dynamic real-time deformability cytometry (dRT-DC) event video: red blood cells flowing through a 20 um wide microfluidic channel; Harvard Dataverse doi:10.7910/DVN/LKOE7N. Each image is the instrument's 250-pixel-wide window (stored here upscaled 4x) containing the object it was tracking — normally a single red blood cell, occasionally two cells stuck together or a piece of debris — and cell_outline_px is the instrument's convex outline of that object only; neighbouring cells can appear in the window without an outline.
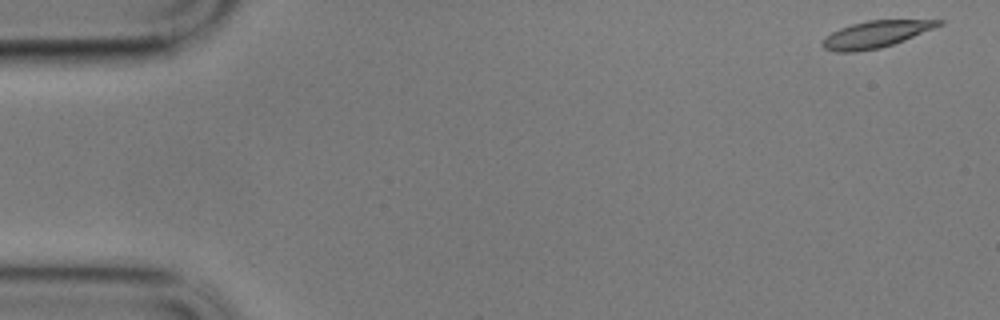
{"species": "common noctule bat (a hibernating species)", "species_latin": "Nyctalus noctula", "temperature_condition": "cold", "stored_images_in_passage": 58, "camera_frame_rate_fps": 3000, "um_per_image_px": 0.085, "animal": {"sex": "male", "body_mass_g": 17.9}, "frame": {"image": 1, "passage_image": 1, "time_ms": 0.0, "image_size_px": [1000, 320], "cell_outline_px": [[944, 24], [904, 40], [880, 48], [856, 52], [836, 52], [824, 48], [820, 44], [832, 32], [840, 28], [852, 24], [868, 20], [944, 20]], "centroid_in_image_um": [74.44, 2.91], "position_along_channel_um": 10.6, "area_um2": 17.92}}
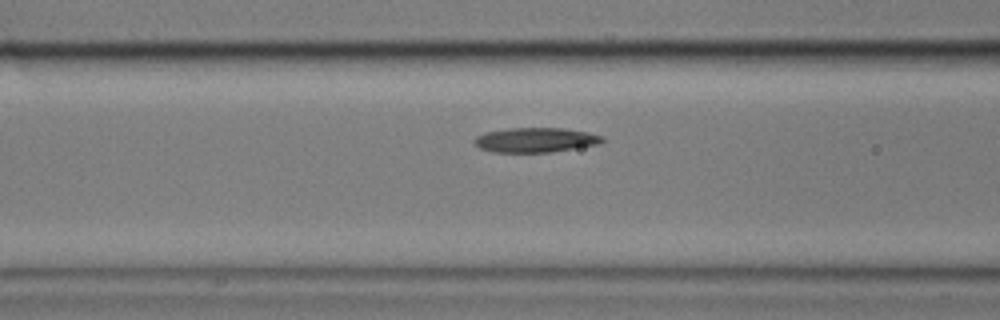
{"frame": {"image": 2, "passage_image": 22, "time_ms": 7.0, "image_size_px": [1000, 320], "cell_outline_px": [[604, 140], [600, 144], [552, 152], [492, 152], [480, 148], [472, 140], [476, 136], [488, 132], [508, 128], [564, 128], [588, 132], [604, 136]], "centroid_in_image_um": [45.55, 11.9], "position_along_channel_um": 121.0, "area_um2": 18.44}}
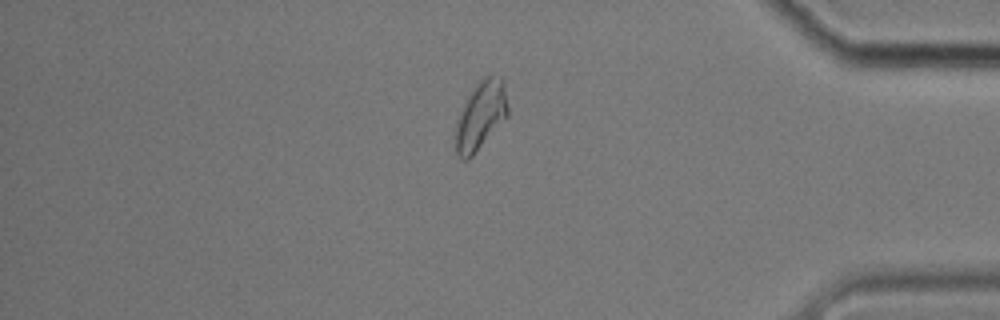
{"frame": {"image": 3, "passage_image": 49, "time_ms": 16.0, "image_size_px": [1000, 320], "cell_outline_px": [[508, 116], [472, 156], [468, 160], [460, 160], [456, 152], [456, 128], [464, 104], [480, 80], [484, 76], [500, 76], [504, 80], [508, 108]], "centroid_in_image_um": [40.9, 9.84], "position_along_channel_um": 394.3, "area_um2": 20.35}, "authors_computed_cell_mechanics": {"area_um2": 18.8428, "velocity_mm_per_s": 3.36, "shape_relaxation_time_tau1_ms": 4.4709, "shape_relaxation_time_tau2_ms": 6.9938, "deformation_change_tau1": 0.1352, "deformation_change_tau2": 0.1198}}